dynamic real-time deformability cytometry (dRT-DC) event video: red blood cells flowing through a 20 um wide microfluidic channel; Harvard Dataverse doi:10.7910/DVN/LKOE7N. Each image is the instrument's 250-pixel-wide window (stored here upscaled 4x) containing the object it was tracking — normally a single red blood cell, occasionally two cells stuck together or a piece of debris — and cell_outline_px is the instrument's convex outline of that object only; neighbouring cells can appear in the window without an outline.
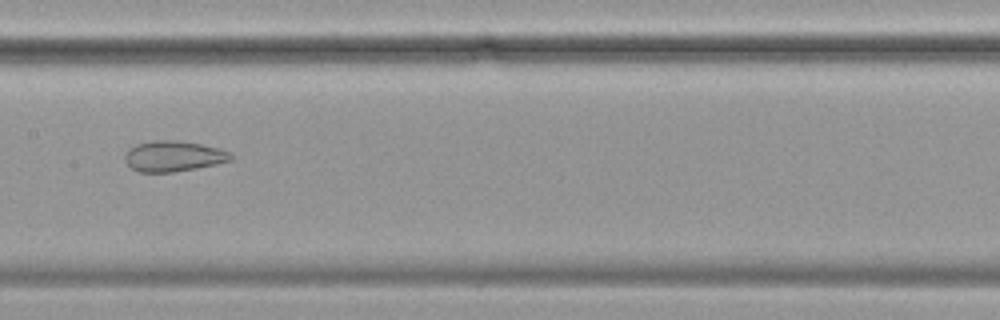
{"species": "common noctule bat (a hibernating species)", "species_latin": "Nyctalus noctula", "temperature_condition": "cold", "stored_images_in_passage": 49, "camera_frame_rate_fps": 3000, "um_per_image_px": 0.085, "animal": {"sex": "female", "body_mass_g": 19.9}, "frame": {"image": 1, "passage_image": 20, "time_ms": 6.333, "image_size_px": [1000, 320], "cell_outline_px": [[236, 156], [232, 160], [216, 164], [196, 168], [172, 172], [140, 172], [132, 168], [124, 160], [124, 156], [128, 148], [136, 144], [152, 140], [176, 140], [200, 144], [220, 148], [232, 152]], "centroid_in_image_um": [14.77, 13.26], "position_along_channel_um": 192.6, "area_um2": 19.13}}
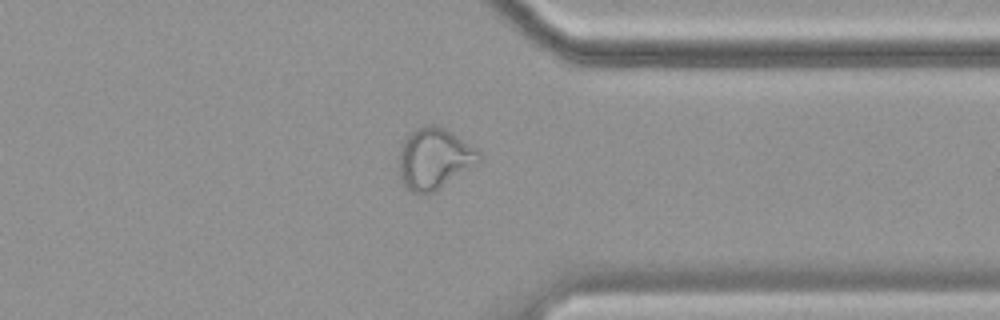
{"frame": {"image": 2, "passage_image": 36, "time_ms": 11.667, "image_size_px": [1000, 320], "cell_outline_px": [[484, 160], [480, 164], [436, 192], [424, 196], [412, 192], [404, 188], [400, 180], [400, 144], [412, 132], [424, 124], [436, 124], [444, 128], [476, 148], [484, 156]], "centroid_in_image_um": [36.96, 13.54], "position_along_channel_um": 374.4, "area_um2": 29.42}}
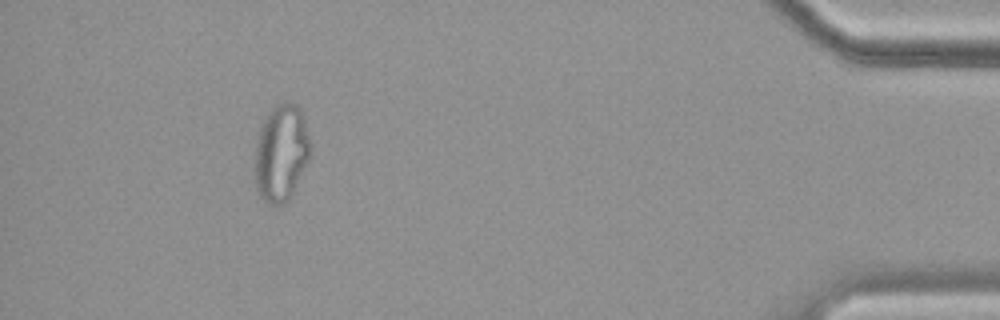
{"frame": {"image": 3, "passage_image": 44, "time_ms": 14.333, "image_size_px": [1000, 320], "cell_outline_px": [[312, 156], [288, 200], [284, 204], [272, 204], [264, 200], [260, 196], [256, 188], [256, 144], [260, 128], [264, 120], [272, 108], [276, 104], [300, 104], [304, 116], [312, 144]], "centroid_in_image_um": [23.96, 12.98], "position_along_channel_um": 411.2, "area_um2": 31.44}, "authors_computed_cell_mechanics": {"area_um2": 26.588, "velocity_mm_per_s": 3.4888, "shape_relaxation_time_tau1_ms": null, "shape_relaxation_time_tau2_ms": 1.6535, "deformation_change_tau1": null, "deformation_change_tau2": 0.0852}}